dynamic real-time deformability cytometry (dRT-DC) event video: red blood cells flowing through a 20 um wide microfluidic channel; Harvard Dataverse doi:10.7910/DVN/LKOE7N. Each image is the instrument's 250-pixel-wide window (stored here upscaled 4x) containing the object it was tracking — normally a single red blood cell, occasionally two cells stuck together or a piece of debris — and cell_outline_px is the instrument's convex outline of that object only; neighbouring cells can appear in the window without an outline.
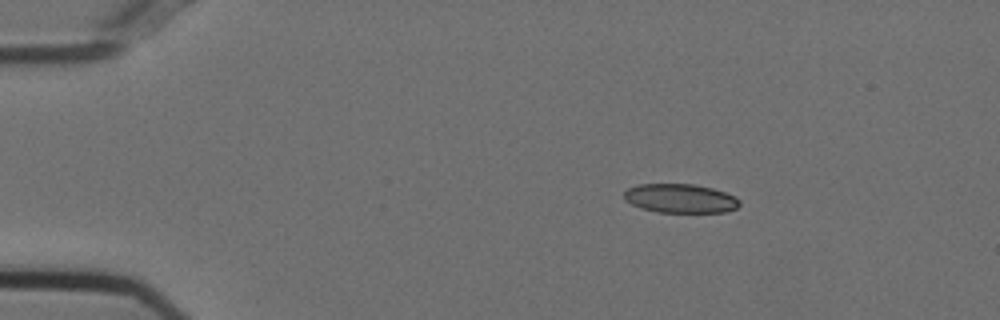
{"species": "Egyptian fruit bat (a non-hibernating species)", "species_latin": "Rousettus aegyptiacus", "temperature_condition": "cold", "stored_images_in_passage": 46, "camera_frame_rate_fps": 3000, "um_per_image_px": 0.085, "animal": {"sex": "female"}, "frame": {"image": 1, "passage_image": 1, "time_ms": 0.0, "image_size_px": [1000, 320], "cell_outline_px": [[740, 204], [736, 208], [724, 212], [656, 212], [640, 208], [624, 200], [624, 192], [628, 188], [640, 184], [696, 184], [712, 188], [736, 196], [740, 200]], "centroid_in_image_um": [57.82, 16.86], "position_along_channel_um": 27.2, "area_um2": 19.59}}
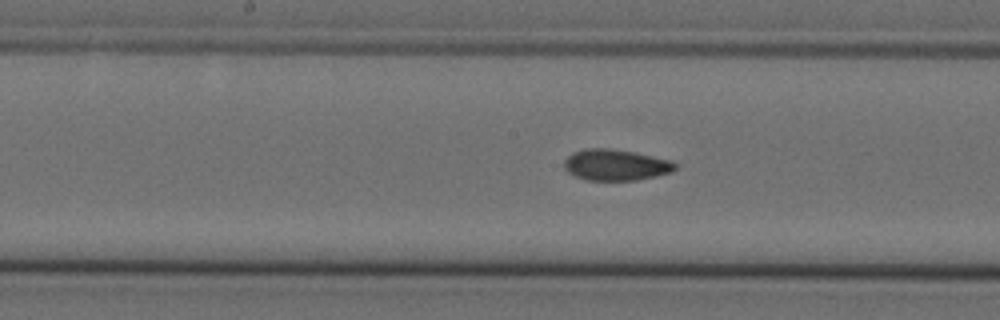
{"frame": {"image": 2, "passage_image": 20, "time_ms": 6.333, "image_size_px": [1000, 320], "cell_outline_px": [[676, 168], [672, 172], [656, 176], [636, 180], [584, 180], [568, 172], [564, 168], [564, 160], [572, 152], [584, 148], [608, 148], [636, 152], [672, 160], [676, 164]], "centroid_in_image_um": [52.33, 14.01], "position_along_channel_um": 195.9, "area_um2": 20.35}}
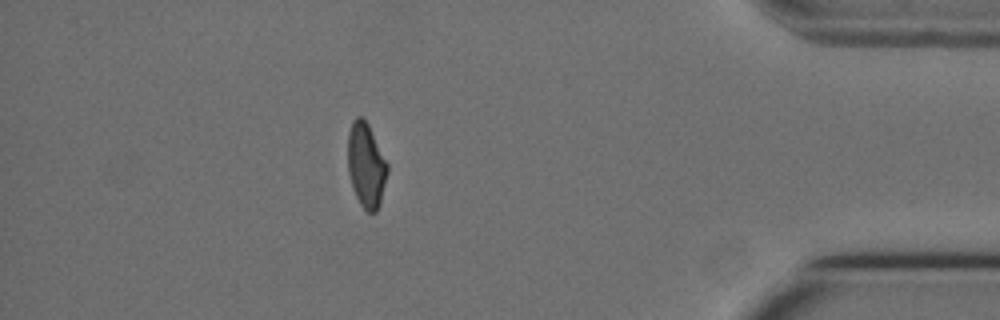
{"frame": {"image": 3, "passage_image": 40, "time_ms": 13.0, "image_size_px": [1000, 320], "cell_outline_px": [[388, 172], [380, 204], [376, 212], [368, 212], [360, 204], [352, 188], [348, 172], [348, 132], [352, 120], [356, 116], [360, 116], [368, 124], [388, 164]], "centroid_in_image_um": [31.11, 14.05], "position_along_channel_um": 404.1, "area_um2": 19.54}, "authors_computed_cell_mechanics": {"area_um2": 20.3745, "velocity_mm_per_s": 3.7326, "shape_relaxation_time_tau1_ms": null, "shape_relaxation_time_tau2_ms": 2.6957, "deformation_change_tau1": null, "deformation_change_tau2": 0.0763}}